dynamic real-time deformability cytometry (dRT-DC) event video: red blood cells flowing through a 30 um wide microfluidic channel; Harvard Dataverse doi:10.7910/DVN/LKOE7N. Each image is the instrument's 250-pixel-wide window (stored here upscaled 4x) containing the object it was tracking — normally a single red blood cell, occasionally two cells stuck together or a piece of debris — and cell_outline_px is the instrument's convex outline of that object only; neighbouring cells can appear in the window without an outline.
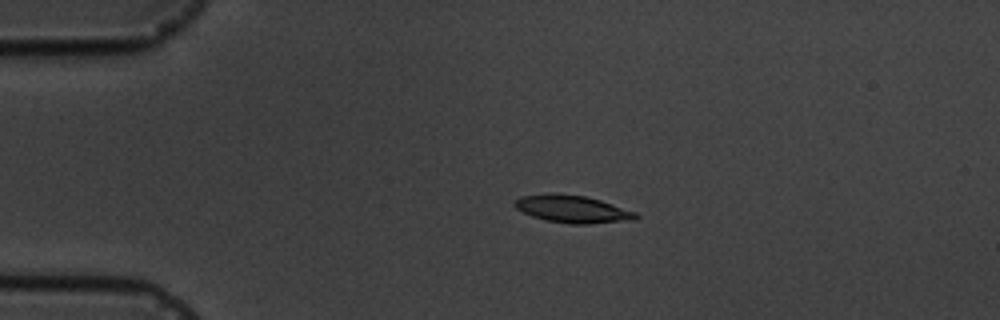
{"species": "common noctule bat (a hibernating species)", "species_latin": "Nyctalus noctula", "temperature_condition": "cold", "stored_images_in_passage": 3, "camera_frame_rate_fps": 3000, "um_per_image_px": 0.085, "animal": {"sex": "male", "body_mass_g": 19.5, "forearm_length_mm": 54.6}, "frame": {"image": 1, "passage_image": 1, "time_ms": 0.0, "image_size_px": [1000, 320], "cell_outline_px": [[640, 216], [636, 220], [588, 224], [572, 224], [544, 220], [532, 216], [516, 208], [512, 204], [520, 196], [556, 192], [584, 196], [600, 200], [636, 212]], "centroid_in_image_um": [48.66, 17.77], "position_along_channel_um": 36.3, "area_um2": 19.54}}
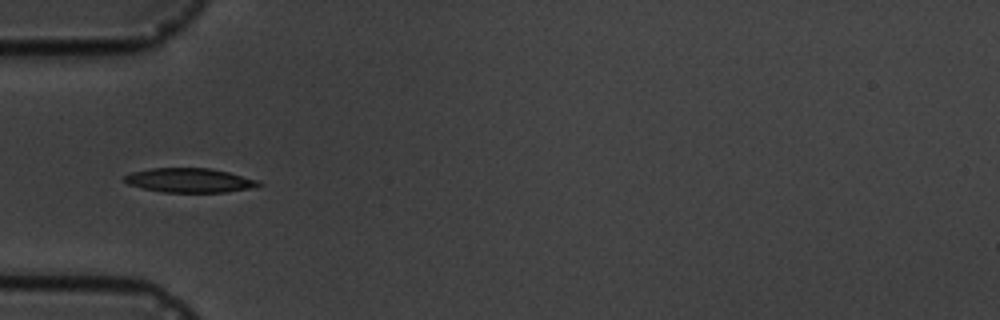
{"frame": {"image": 2, "passage_image": 3, "time_ms": 2.0, "image_size_px": [1000, 320], "cell_outline_px": [[264, 184], [252, 188], [228, 192], [164, 192], [144, 188], [128, 184], [124, 180], [124, 176], [132, 172], [152, 168], [208, 168], [228, 172], [256, 180]], "centroid_in_image_um": [16.12, 15.33], "position_along_channel_um": 68.9, "area_um2": 18.79}}